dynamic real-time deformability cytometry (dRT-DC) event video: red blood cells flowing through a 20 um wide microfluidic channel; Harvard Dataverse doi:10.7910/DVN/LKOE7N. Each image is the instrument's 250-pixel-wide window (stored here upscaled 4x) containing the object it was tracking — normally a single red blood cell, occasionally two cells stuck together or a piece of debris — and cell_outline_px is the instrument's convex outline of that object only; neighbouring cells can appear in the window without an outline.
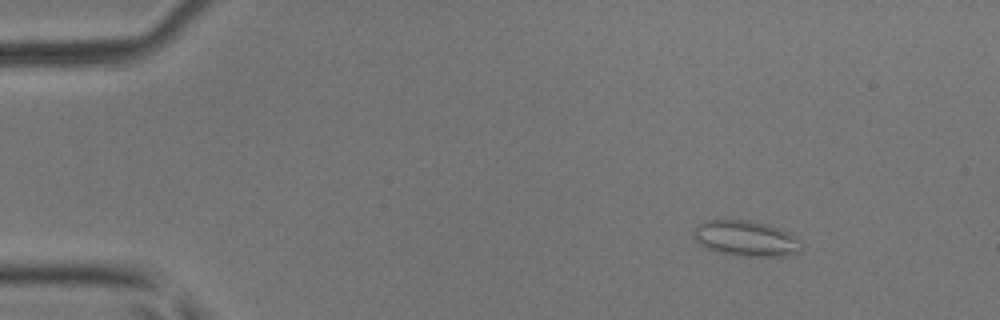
{"species": "common noctule bat (a hibernating species)", "species_latin": "Nyctalus noctula", "temperature_condition": "room temperature", "stored_images_in_passage": 7, "camera_frame_rate_fps": 3000, "um_per_image_px": 0.085, "animal": {"sex": "male", "body_mass_g": 17.9, "forearm_length_mm": 54.2}, "frame": {"image": 1, "passage_image": 2, "time_ms": 0.333, "image_size_px": [1000, 320], "cell_outline_px": [[804, 248], [800, 252], [784, 256], [740, 256], [716, 252], [700, 244], [696, 240], [692, 232], [704, 220], [752, 220], [768, 224], [780, 228], [788, 232], [800, 240], [804, 244]], "centroid_in_image_um": [63.46, 20.27], "position_along_channel_um": 21.5, "area_um2": 22.6}}
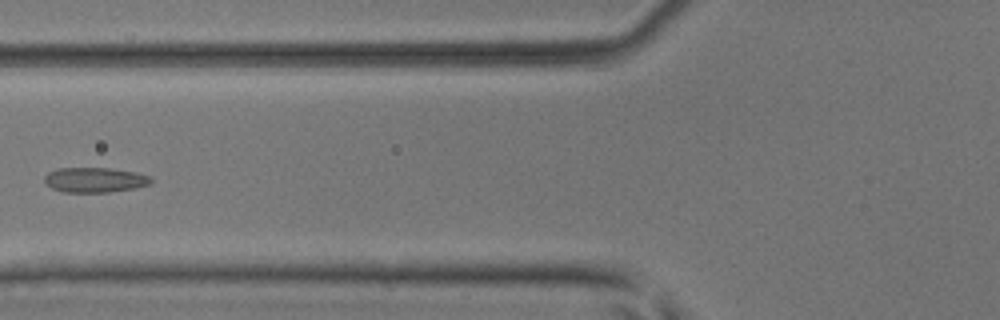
{"frame": {"image": 2, "passage_image": 6, "time_ms": 1.667, "image_size_px": [1000, 320], "cell_outline_px": [[152, 184], [136, 188], [108, 192], [64, 192], [52, 188], [44, 184], [44, 176], [48, 172], [56, 168], [112, 168], [136, 172], [152, 176]], "centroid_in_image_um": [8.07, 15.29], "position_along_channel_um": 117.7, "area_um2": 15.78}}
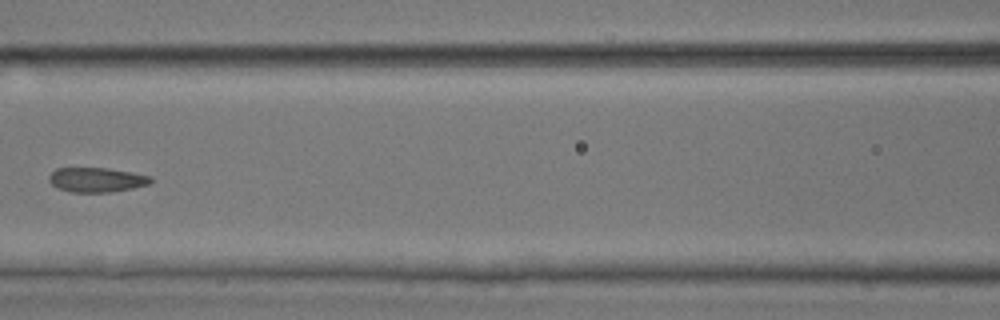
{"frame": {"image": 3, "passage_image": 7, "time_ms": 2.0, "image_size_px": [1000, 320], "cell_outline_px": [[152, 180], [148, 184], [132, 188], [108, 192], [72, 192], [60, 188], [52, 184], [48, 180], [48, 176], [56, 168], [108, 168], [132, 172], [152, 176]], "centroid_in_image_um": [8.21, 15.27], "position_along_channel_um": 158.4, "area_um2": 14.45}}